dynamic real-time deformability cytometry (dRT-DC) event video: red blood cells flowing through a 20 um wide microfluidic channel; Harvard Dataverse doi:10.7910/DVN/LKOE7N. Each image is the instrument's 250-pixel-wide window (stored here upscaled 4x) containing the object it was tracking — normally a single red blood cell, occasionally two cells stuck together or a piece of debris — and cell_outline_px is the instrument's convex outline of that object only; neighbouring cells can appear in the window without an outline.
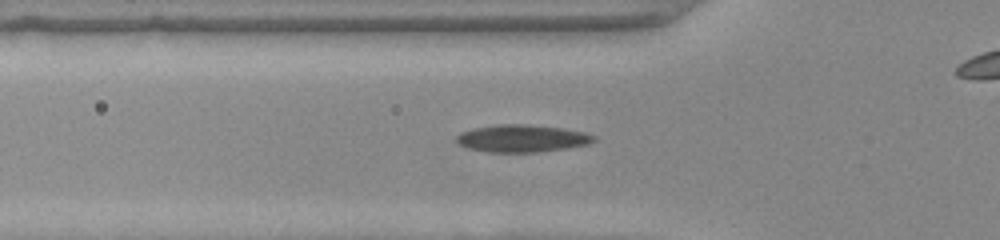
{"species": "common noctule bat (a hibernating species)", "species_latin": "Nyctalus noctula", "temperature_condition": "warm", "stored_images_in_passage": 47, "camera_frame_rate_fps": 3000, "um_per_image_px": 0.085, "animal": {"sex": "female", "body_mass_g": 22.0, "forearm_length_mm": 56.7}, "frame": {"image": 1, "passage_image": 12, "time_ms": 3.667, "image_size_px": [1000, 240], "cell_outline_px": [[596, 140], [588, 144], [564, 148], [536, 152], [488, 152], [468, 148], [460, 144], [456, 140], [456, 136], [460, 132], [472, 128], [500, 124], [524, 124], [560, 128], [584, 132], [596, 136]], "centroid_in_image_um": [44.34, 11.76], "position_along_channel_um": 81.5, "area_um2": 21.73}}
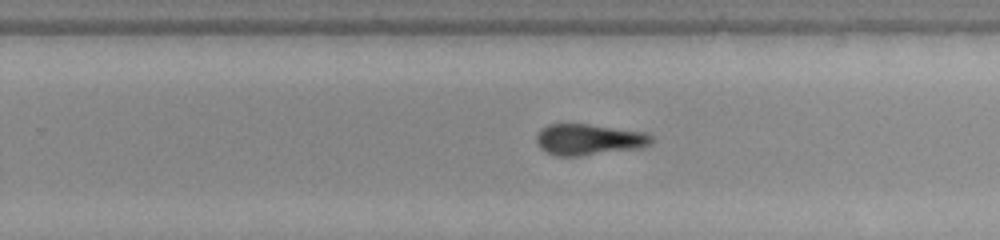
{"frame": {"image": 2, "passage_image": 27, "time_ms": 8.667, "image_size_px": [1000, 240], "cell_outline_px": [[652, 140], [648, 144], [640, 148], [580, 156], [556, 156], [540, 148], [536, 144], [536, 136], [548, 124], [588, 124], [648, 132], [652, 136]], "centroid_in_image_um": [50.06, 11.86], "position_along_channel_um": 279.7, "area_um2": 20.81}}
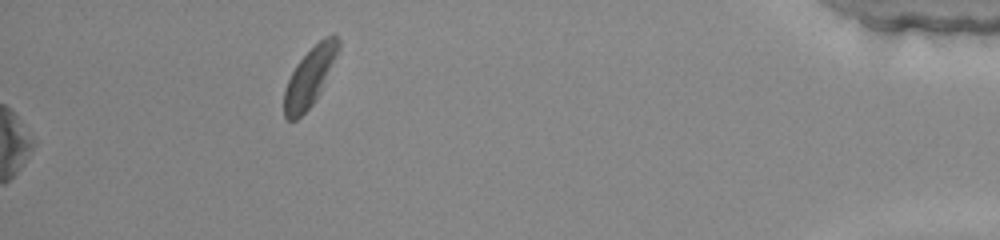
{"frame": {"image": 3, "passage_image": 47, "time_ms": 15.333, "image_size_px": [1000, 240], "cell_outline_px": [[340, 48], [320, 92], [312, 104], [296, 120], [288, 120], [284, 116], [284, 88], [296, 64], [324, 36], [332, 32], [340, 40]], "centroid_in_image_um": [26.33, 6.51], "position_along_channel_um": 408.9, "area_um2": 18.32}, "authors_computed_cell_mechanics": {"area_um2": 21.2126, "velocity_mm_per_s": 3.9645, "shape_relaxation_time_tau1_ms": null, "shape_relaxation_time_tau2_ms": 6.2023, "deformation_change_tau1": null, "deformation_change_tau2": 0.1263}}